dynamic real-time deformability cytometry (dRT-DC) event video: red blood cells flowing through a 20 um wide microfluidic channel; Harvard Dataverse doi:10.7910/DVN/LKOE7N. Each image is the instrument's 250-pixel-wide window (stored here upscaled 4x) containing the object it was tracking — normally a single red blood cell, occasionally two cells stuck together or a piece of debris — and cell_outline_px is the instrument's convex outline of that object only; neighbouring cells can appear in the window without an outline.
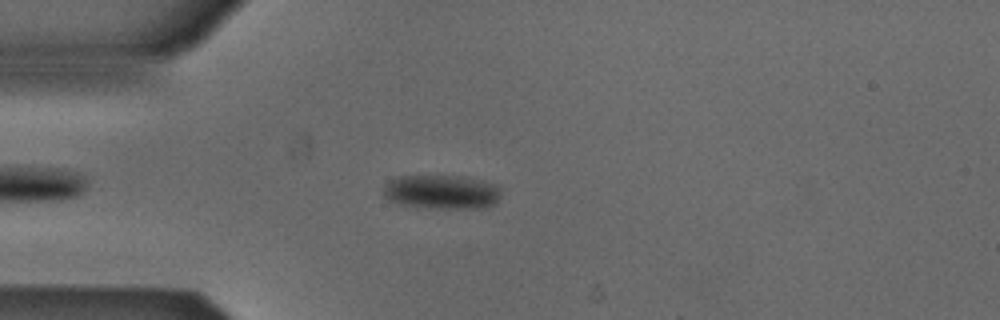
{"species": "Egyptian fruit bat (a non-hibernating species)", "species_latin": "Rousettus aegyptiacus", "temperature_condition": "cold", "stored_images_in_passage": 46, "camera_frame_rate_fps": 3000, "um_per_image_px": 0.085, "animal": {"sex": "male"}, "frame": {"image": 1, "passage_image": 7, "time_ms": 2.0, "image_size_px": [1000, 320], "cell_outline_px": [[500, 196], [496, 204], [488, 208], [416, 208], [400, 204], [388, 200], [384, 196], [384, 188], [392, 180], [400, 176], [460, 176], [492, 184], [500, 188]], "centroid_in_image_um": [37.55, 16.35], "position_along_channel_um": 47.5, "area_um2": 23.35}}
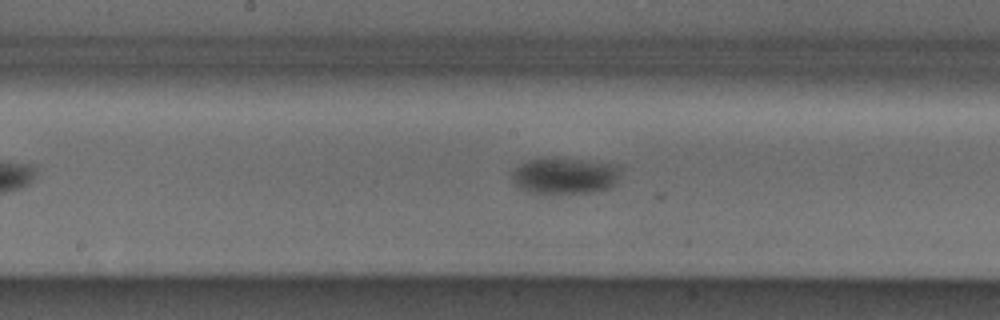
{"frame": {"image": 2, "passage_image": 20, "time_ms": 6.333, "image_size_px": [1000, 320], "cell_outline_px": [[620, 172], [616, 184], [608, 188], [592, 192], [528, 192], [520, 188], [512, 180], [512, 172], [520, 164], [528, 160], [540, 156], [556, 156], [616, 164], [620, 168]], "centroid_in_image_um": [48.0, 14.88], "position_along_channel_um": 200.2, "area_um2": 23.29}}
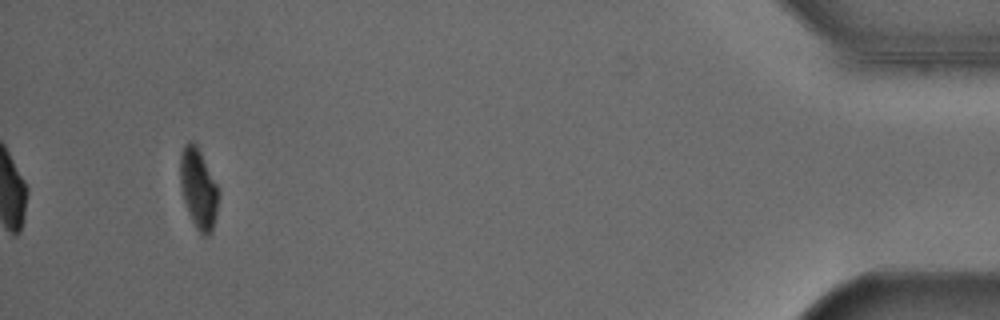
{"frame": {"image": 3, "passage_image": 43, "time_ms": 14.0, "image_size_px": [1000, 320], "cell_outline_px": [[220, 196], [216, 216], [212, 232], [208, 236], [200, 236], [188, 212], [184, 200], [180, 184], [180, 152], [184, 144], [188, 140], [192, 140], [196, 144], [220, 192]], "centroid_in_image_um": [16.87, 16.06], "position_along_channel_um": 418.3, "area_um2": 18.09}, "authors_computed_cell_mechanics": {"area_um2": 21.8195, "velocity_mm_per_s": 3.8473, "shape_relaxation_time_tau1_ms": 2.5464, "shape_relaxation_time_tau2_ms": null, "deformation_change_tau1": 0.0771, "deformation_change_tau2": null}}